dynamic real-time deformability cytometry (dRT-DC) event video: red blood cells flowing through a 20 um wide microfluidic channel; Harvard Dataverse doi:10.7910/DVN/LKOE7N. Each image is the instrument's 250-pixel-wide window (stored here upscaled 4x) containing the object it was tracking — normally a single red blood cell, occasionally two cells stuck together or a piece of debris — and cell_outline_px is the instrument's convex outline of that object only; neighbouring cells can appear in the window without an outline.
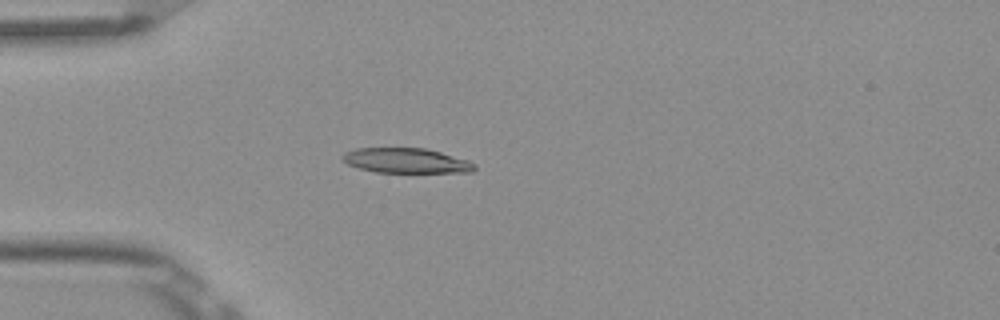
{"species": "Egyptian fruit bat (a non-hibernating species)", "species_latin": "Rousettus aegyptiacus", "temperature_condition": "room temperature", "stored_images_in_passage": 2, "camera_frame_rate_fps": 3000, "um_per_image_px": 0.085, "frame": {"image": 1, "passage_image": 1, "time_ms": 0.0, "image_size_px": [1000, 320], "cell_outline_px": [[476, 168], [472, 172], [376, 172], [360, 168], [348, 164], [340, 160], [340, 156], [344, 152], [356, 148], [424, 148], [440, 152], [468, 160], [476, 164]], "centroid_in_image_um": [34.49, 13.65], "position_along_channel_um": 50.5, "area_um2": 19.19}}